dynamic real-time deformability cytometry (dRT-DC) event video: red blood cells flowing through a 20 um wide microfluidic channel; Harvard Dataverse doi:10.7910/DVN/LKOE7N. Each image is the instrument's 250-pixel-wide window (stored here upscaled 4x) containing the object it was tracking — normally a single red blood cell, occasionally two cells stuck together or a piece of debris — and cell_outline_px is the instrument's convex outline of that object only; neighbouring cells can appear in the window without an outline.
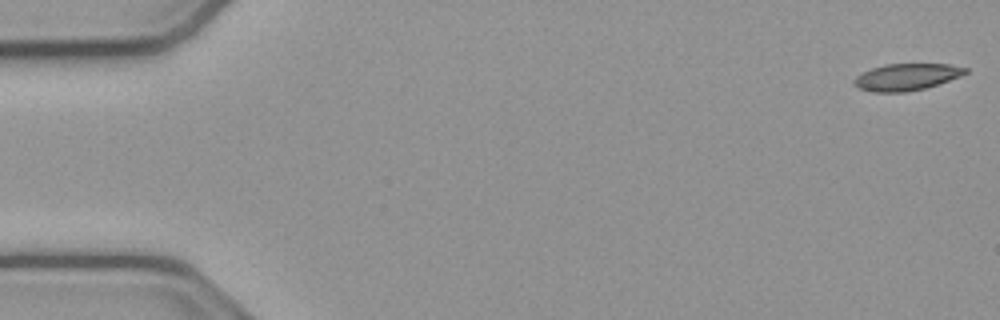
{"species": "common noctule bat (a hibernating species)", "species_latin": "Nyctalus noctula", "temperature_condition": "cold", "stored_images_in_passage": 9, "camera_frame_rate_fps": 3000, "um_per_image_px": 0.085, "animal": {"sex": "male", "body_mass_g": 23.1, "forearm_length_mm": 52.7}, "frame": {"image": 1, "passage_image": 1, "time_ms": 0.0, "image_size_px": [1000, 320], "cell_outline_px": [[968, 72], [960, 76], [924, 88], [904, 92], [872, 92], [860, 88], [852, 84], [852, 80], [856, 76], [872, 68], [888, 64], [948, 64], [968, 68]], "centroid_in_image_um": [77.03, 6.54], "position_along_channel_um": 8.0, "area_um2": 17.17}}